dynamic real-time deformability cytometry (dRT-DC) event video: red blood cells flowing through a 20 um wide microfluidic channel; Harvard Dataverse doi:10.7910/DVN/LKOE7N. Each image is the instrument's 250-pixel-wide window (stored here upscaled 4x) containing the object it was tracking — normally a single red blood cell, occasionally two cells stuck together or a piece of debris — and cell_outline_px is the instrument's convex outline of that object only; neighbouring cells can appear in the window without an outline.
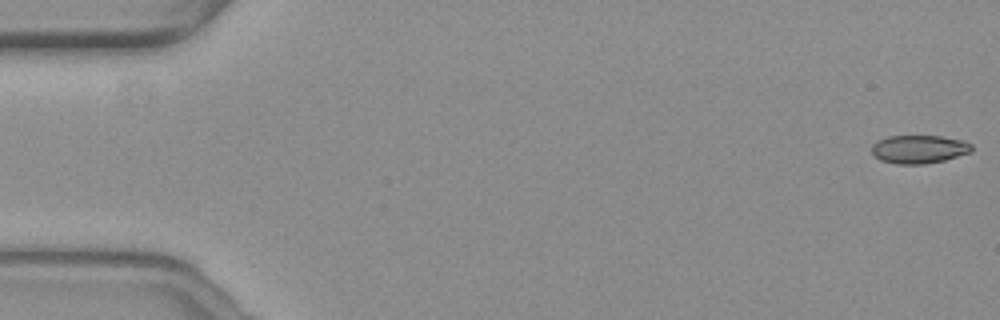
{"species": "common noctule bat (a hibernating species)", "species_latin": "Nyctalus noctula", "temperature_condition": "warm", "stored_images_in_passage": 57, "camera_frame_rate_fps": 3000, "um_per_image_px": 0.085, "animal": {"sex": "female", "body_mass_g": 19.3, "forearm_length_mm": 54.1}, "frame": {"image": 1, "passage_image": 1, "time_ms": 0.0, "image_size_px": [1000, 320], "cell_outline_px": [[972, 152], [944, 160], [924, 164], [896, 164], [880, 160], [872, 152], [872, 144], [888, 136], [940, 136], [960, 140], [972, 144]], "centroid_in_image_um": [78.12, 12.69], "position_along_channel_um": 6.9, "area_um2": 16.36}}
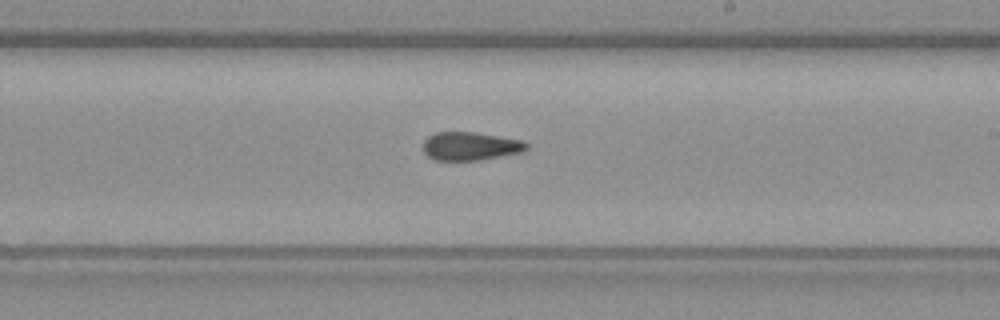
{"frame": {"image": 2, "passage_image": 33, "time_ms": 10.667, "image_size_px": [1000, 320], "cell_outline_px": [[528, 148], [524, 152], [480, 160], [432, 160], [424, 152], [424, 140], [428, 136], [436, 132], [476, 132], [520, 140], [528, 144]], "centroid_in_image_um": [39.98, 12.43], "position_along_channel_um": 249.0, "area_um2": 17.11}}
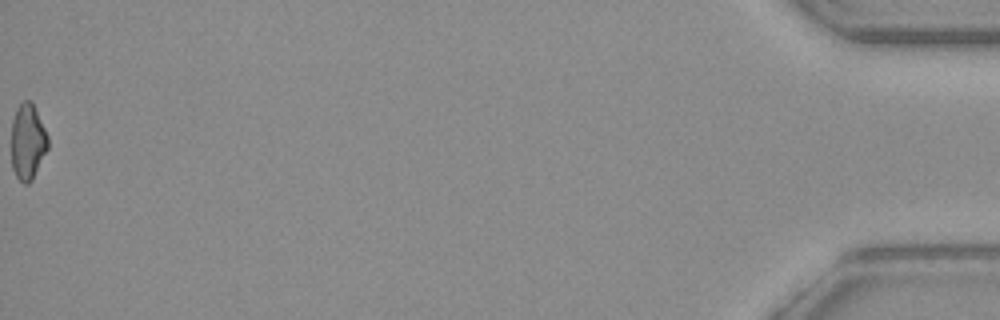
{"frame": {"image": 3, "passage_image": 57, "time_ms": 18.667, "image_size_px": [1000, 320], "cell_outline_px": [[48, 148], [32, 180], [28, 184], [24, 184], [16, 176], [12, 168], [12, 120], [16, 108], [24, 100], [32, 100], [48, 136]], "centroid_in_image_um": [2.36, 12.03], "position_along_channel_um": 432.8, "area_um2": 16.18}, "authors_computed_cell_mechanics": {"area_um2": 17.1088, "velocity_mm_per_s": 3.6579, "shape_relaxation_time_tau1_ms": null, "shape_relaxation_time_tau2_ms": 2.76, "deformation_change_tau1": null, "deformation_change_tau2": 0.0946}}